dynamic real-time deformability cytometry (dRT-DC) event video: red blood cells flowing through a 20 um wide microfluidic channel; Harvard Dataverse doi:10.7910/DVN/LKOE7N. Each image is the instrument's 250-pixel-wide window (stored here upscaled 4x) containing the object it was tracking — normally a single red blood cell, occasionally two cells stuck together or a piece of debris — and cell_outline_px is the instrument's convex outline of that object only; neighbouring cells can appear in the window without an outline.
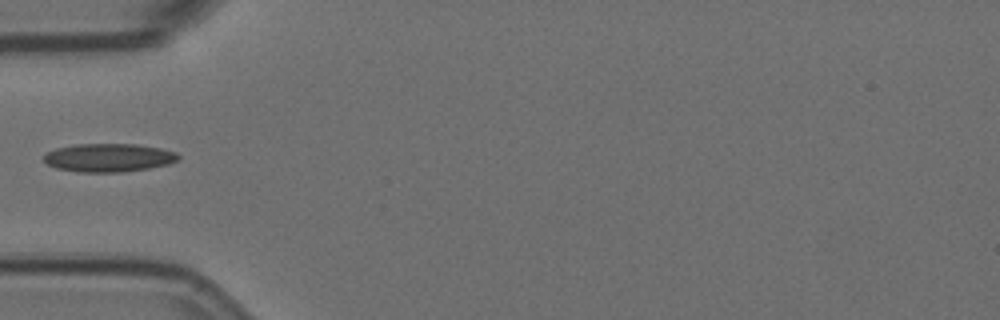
{"species": "Egyptian fruit bat (a non-hibernating species)", "species_latin": "Rousettus aegyptiacus", "temperature_condition": "room temperature", "stored_images_in_passage": 15, "camera_frame_rate_fps": 3000, "um_per_image_px": 0.085, "animal": {"sex": "female"}, "frame": {"image": 1, "passage_image": 5, "time_ms": 1.333, "image_size_px": [1000, 320], "cell_outline_px": [[180, 156], [176, 160], [168, 164], [148, 168], [124, 172], [80, 172], [56, 168], [48, 164], [44, 160], [44, 156], [48, 152], [56, 148], [76, 144], [136, 144], [160, 148], [176, 152]], "centroid_in_image_um": [9.24, 13.4], "position_along_channel_um": 75.8, "area_um2": 22.08}}
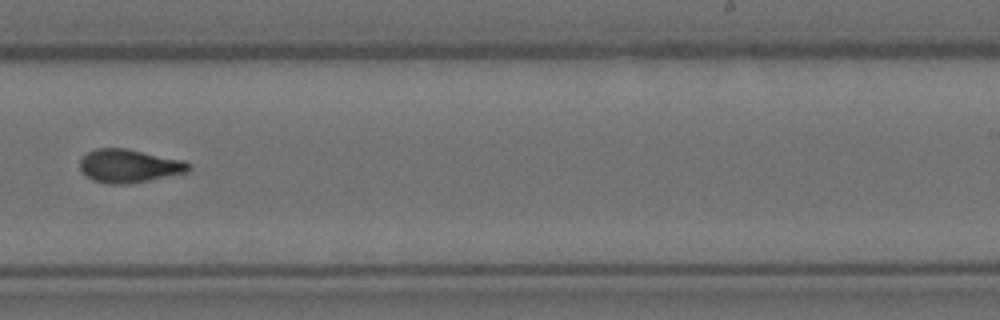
{"frame": {"image": 2, "passage_image": 10, "time_ms": 3.0, "image_size_px": [1000, 320], "cell_outline_px": [[192, 168], [188, 172], [128, 184], [108, 184], [92, 180], [80, 168], [80, 160], [88, 152], [96, 148], [124, 148], [184, 160], [192, 164]], "centroid_in_image_um": [11.01, 14.1], "position_along_channel_um": 278.0, "area_um2": 21.04}}
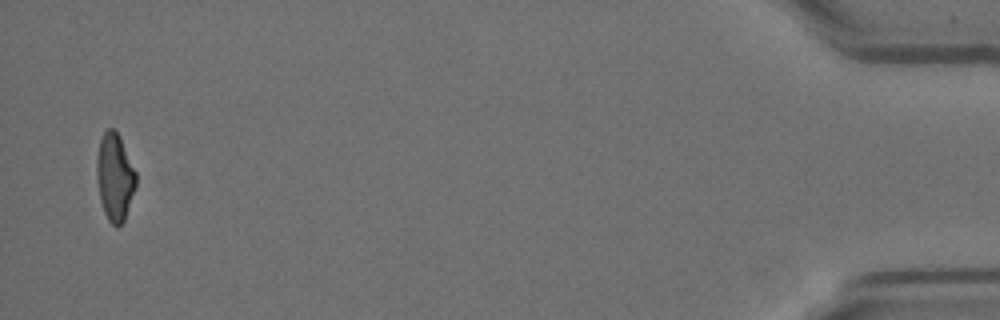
{"frame": {"image": 3, "passage_image": 15, "time_ms": 4.667, "image_size_px": [1000, 320], "cell_outline_px": [[136, 184], [124, 220], [116, 228], [108, 220], [104, 212], [100, 200], [96, 176], [96, 160], [100, 140], [104, 132], [108, 128], [116, 128], [120, 136], [136, 172]], "centroid_in_image_um": [9.74, 15.02], "position_along_channel_um": 425.5, "area_um2": 20.0}}